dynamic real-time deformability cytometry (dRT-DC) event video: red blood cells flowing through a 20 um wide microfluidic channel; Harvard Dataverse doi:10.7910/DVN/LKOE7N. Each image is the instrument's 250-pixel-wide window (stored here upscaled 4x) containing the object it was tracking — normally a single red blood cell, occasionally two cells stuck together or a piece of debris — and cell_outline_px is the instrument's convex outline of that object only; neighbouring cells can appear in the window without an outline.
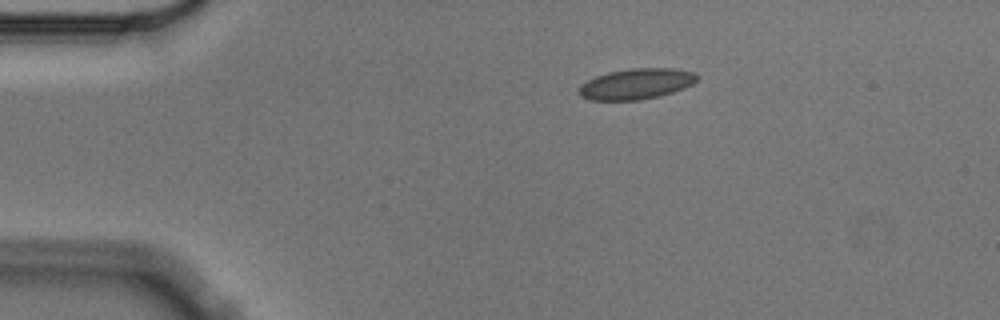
{"species": "Egyptian fruit bat (a non-hibernating species)", "species_latin": "Rousettus aegyptiacus", "temperature_condition": "cold", "stored_images_in_passage": 2, "camera_frame_rate_fps": 3000, "um_per_image_px": 0.085, "animal": {"sex": "male"}, "frame": {"image": 1, "passage_image": 1, "time_ms": 0.0, "image_size_px": [1000, 320], "cell_outline_px": [[700, 76], [692, 84], [684, 88], [660, 96], [640, 100], [588, 100], [580, 96], [576, 92], [580, 84], [596, 76], [608, 72], [632, 68], [672, 68], [696, 72]], "centroid_in_image_um": [54.07, 7.13], "position_along_channel_um": 30.9, "area_um2": 21.39}}